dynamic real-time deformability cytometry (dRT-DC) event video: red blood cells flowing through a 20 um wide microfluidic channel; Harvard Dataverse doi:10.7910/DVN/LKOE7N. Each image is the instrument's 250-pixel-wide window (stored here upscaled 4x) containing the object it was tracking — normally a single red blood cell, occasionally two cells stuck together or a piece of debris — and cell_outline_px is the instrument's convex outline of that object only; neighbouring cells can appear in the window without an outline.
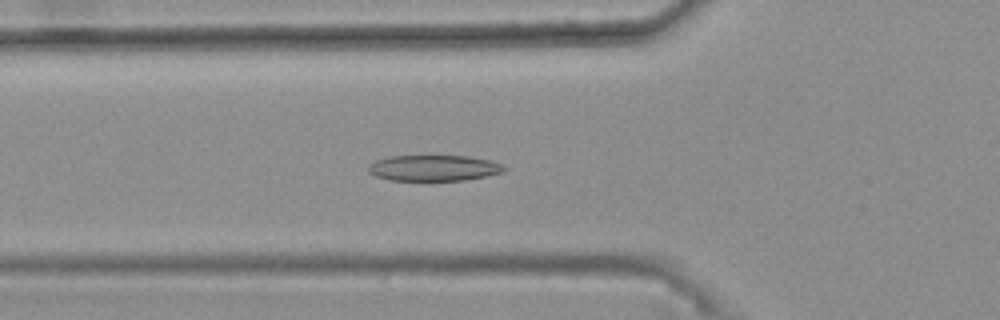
{"species": "common noctule bat (a hibernating species)", "species_latin": "Nyctalus noctula", "temperature_condition": "warm", "stored_images_in_passage": 46, "camera_frame_rate_fps": 3000, "um_per_image_px": 0.085, "animal": {"sex": "female", "body_mass_g": 25.1}, "frame": {"image": 1, "passage_image": 19, "time_ms": 6.0, "image_size_px": [1000, 320], "cell_outline_px": [[508, 168], [504, 172], [464, 180], [388, 180], [376, 176], [368, 172], [368, 164], [376, 160], [392, 156], [468, 156], [492, 160], [504, 164]], "centroid_in_image_um": [36.91, 14.27], "position_along_channel_um": 88.9, "area_um2": 20.58}}
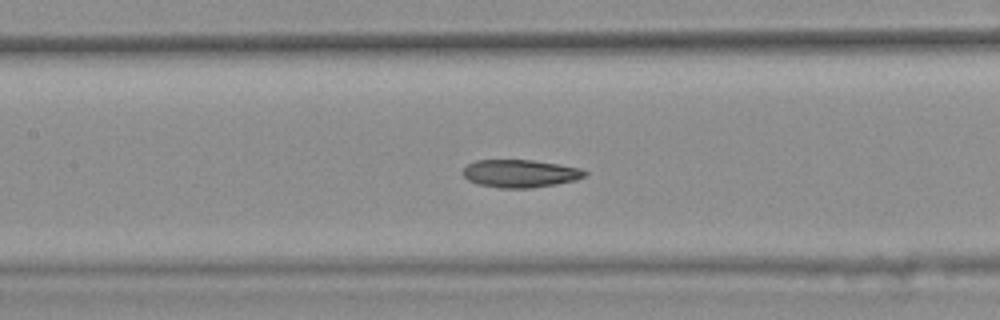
{"frame": {"image": 2, "passage_image": 25, "time_ms": 8.0, "image_size_px": [1000, 320], "cell_outline_px": [[588, 172], [584, 176], [576, 180], [556, 184], [532, 188], [500, 188], [476, 184], [468, 180], [460, 172], [468, 164], [476, 160], [532, 160], [584, 168]], "centroid_in_image_um": [44.21, 14.75], "position_along_channel_um": 163.2, "area_um2": 19.94}}
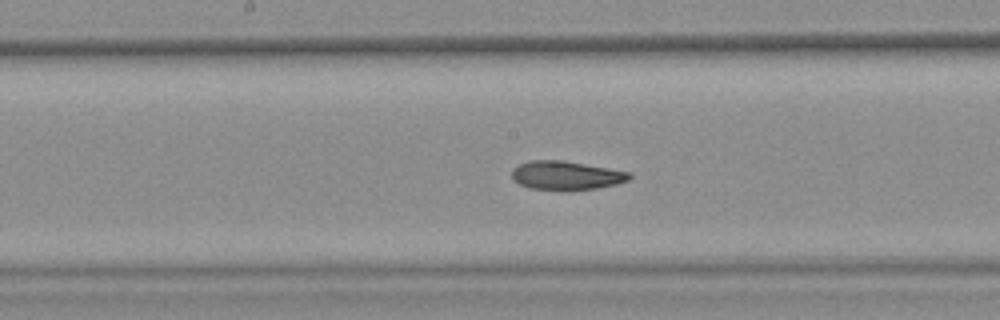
{"frame": {"image": 3, "passage_image": 28, "time_ms": 9.0, "image_size_px": [1000, 320], "cell_outline_px": [[632, 176], [628, 180], [616, 184], [596, 188], [528, 188], [512, 180], [512, 168], [528, 160], [564, 160], [632, 172]], "centroid_in_image_um": [48.12, 14.87], "position_along_channel_um": 200.1, "area_um2": 19.31}, "authors_computed_cell_mechanics": {"area_um2": 20.519, "velocity_mm_per_s": 3.6958, "shape_relaxation_time_tau1_ms": null, "shape_relaxation_time_tau2_ms": 4.8479, "deformation_change_tau1": null, "deformation_change_tau2": 0.1151}}